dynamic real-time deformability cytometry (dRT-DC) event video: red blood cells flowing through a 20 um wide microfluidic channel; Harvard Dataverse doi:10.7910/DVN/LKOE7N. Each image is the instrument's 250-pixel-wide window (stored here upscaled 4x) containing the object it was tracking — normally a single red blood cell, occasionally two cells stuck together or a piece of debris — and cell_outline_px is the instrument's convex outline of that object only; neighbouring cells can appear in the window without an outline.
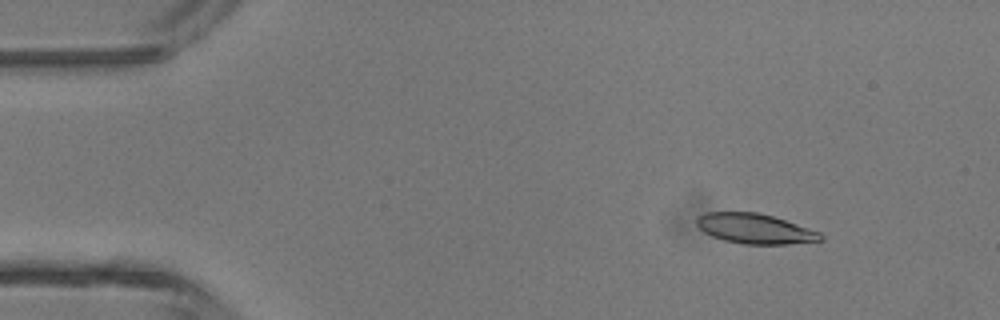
{"species": "common noctule bat (a hibernating species)", "species_latin": "Nyctalus noctula", "temperature_condition": "room temperature", "stored_images_in_passage": 43, "camera_frame_rate_fps": 3000, "um_per_image_px": 0.085, "animal": {"sex": "male", "body_mass_g": 13.3}, "frame": {"image": 1, "passage_image": 3, "time_ms": 0.667, "image_size_px": [1000, 320], "cell_outline_px": [[824, 240], [788, 244], [744, 244], [724, 240], [712, 236], [704, 232], [696, 224], [696, 216], [704, 212], [756, 212], [772, 216], [820, 232], [824, 236]], "centroid_in_image_um": [64.14, 19.44], "position_along_channel_um": 20.9, "area_um2": 21.62}}
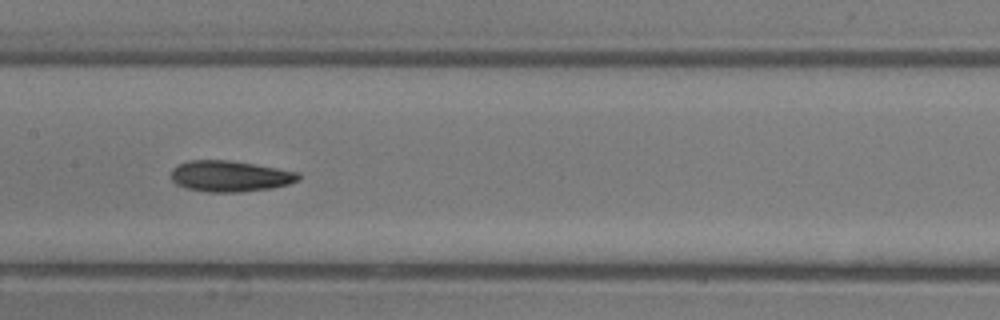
{"frame": {"image": 2, "passage_image": 20, "time_ms": 6.333, "image_size_px": [1000, 320], "cell_outline_px": [[300, 180], [288, 184], [272, 188], [240, 192], [208, 192], [184, 188], [176, 184], [172, 180], [172, 168], [188, 160], [228, 160], [276, 168], [296, 172], [300, 176]], "centroid_in_image_um": [19.52, 14.98], "position_along_channel_um": 187.9, "area_um2": 22.89}}
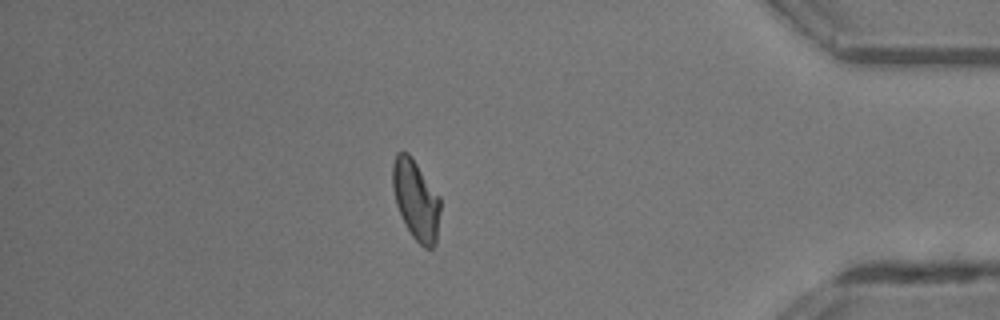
{"frame": {"image": 3, "passage_image": 37, "time_ms": 12.0, "image_size_px": [1000, 320], "cell_outline_px": [[440, 212], [436, 244], [432, 248], [424, 248], [412, 236], [396, 204], [392, 188], [392, 164], [396, 152], [408, 152], [412, 156], [440, 196]], "centroid_in_image_um": [35.36, 16.95], "position_along_channel_um": 399.8, "area_um2": 22.31}, "authors_computed_cell_mechanics": {"area_um2": 22.4264, "velocity_mm_per_s": 4.4603, "shape_relaxation_time_tau1_ms": 4.5318, "shape_relaxation_time_tau2_ms": 2.4855, "deformation_change_tau1": 0.1462, "deformation_change_tau2": 0.101}}